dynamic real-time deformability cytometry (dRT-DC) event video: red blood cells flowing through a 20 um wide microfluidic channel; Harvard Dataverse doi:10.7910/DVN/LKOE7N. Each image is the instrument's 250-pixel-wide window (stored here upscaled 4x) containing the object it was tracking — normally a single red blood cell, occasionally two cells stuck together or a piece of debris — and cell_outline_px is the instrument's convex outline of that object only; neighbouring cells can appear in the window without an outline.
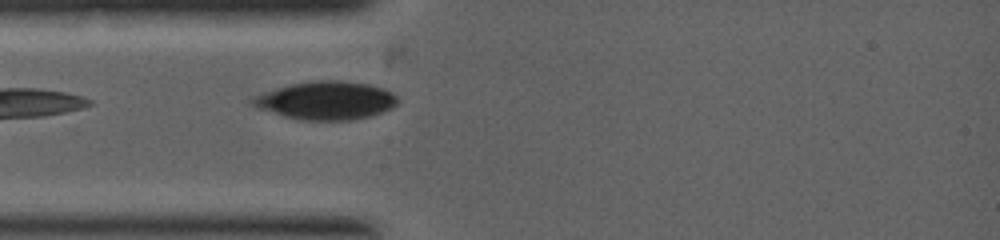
{"species": "common noctule bat (a hibernating species)", "species_latin": "Nyctalus noctula", "temperature_condition": "warm", "stored_images_in_passage": 1, "camera_frame_rate_fps": 5000, "um_per_image_px": 0.085, "animal": {"sex": "female", "body_mass_g": 19.0, "forearm_length_mm": 53.3}, "frame": {"image": 1, "passage_image": 1, "time_ms": 0.0, "image_size_px": [1000, 240], "cell_outline_px": [[400, 100], [392, 108], [368, 116], [352, 120], [300, 120], [284, 116], [256, 108], [248, 104], [248, 100], [252, 96], [276, 88], [292, 84], [312, 80], [336, 80], [368, 84], [384, 88], [392, 92]], "centroid_in_image_um": [27.66, 8.54], "position_along_channel_um": 57.3, "area_um2": 32.48}}